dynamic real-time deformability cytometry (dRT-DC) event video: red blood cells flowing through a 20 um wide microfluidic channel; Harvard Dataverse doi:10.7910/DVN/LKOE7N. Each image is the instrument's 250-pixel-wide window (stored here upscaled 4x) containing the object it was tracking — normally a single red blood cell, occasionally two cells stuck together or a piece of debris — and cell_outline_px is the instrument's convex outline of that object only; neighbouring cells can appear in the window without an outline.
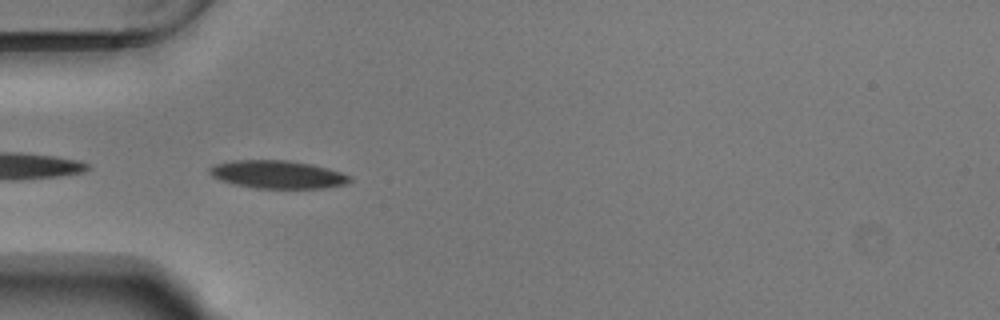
{"species": "Egyptian fruit bat (a non-hibernating species)", "species_latin": "Rousettus aegyptiacus", "temperature_condition": "warm", "stored_images_in_passage": 38, "camera_frame_rate_fps": 3000, "um_per_image_px": 0.085, "animal": {"sex": "male"}, "frame": {"image": 1, "passage_image": 1, "time_ms": 0.0, "image_size_px": [1000, 320], "cell_outline_px": [[352, 180], [344, 184], [320, 188], [256, 188], [236, 184], [220, 180], [212, 176], [208, 172], [208, 168], [212, 164], [232, 160], [288, 160], [312, 164], [328, 168], [352, 176]], "centroid_in_image_um": [23.56, 14.81], "position_along_channel_um": 61.4, "area_um2": 22.89}}
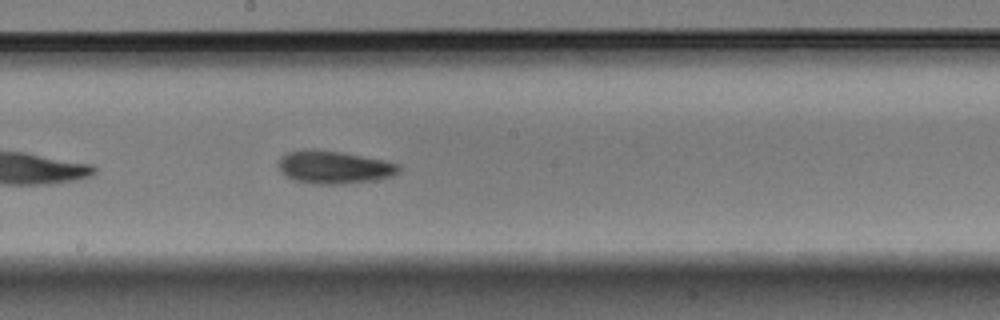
{"frame": {"image": 2, "passage_image": 14, "time_ms": 4.333, "image_size_px": [1000, 320], "cell_outline_px": [[400, 172], [380, 180], [344, 184], [312, 184], [292, 180], [276, 164], [280, 156], [288, 152], [312, 148], [340, 152], [384, 160], [400, 164]], "centroid_in_image_um": [28.4, 14.22], "position_along_channel_um": 219.8, "area_um2": 23.29}}
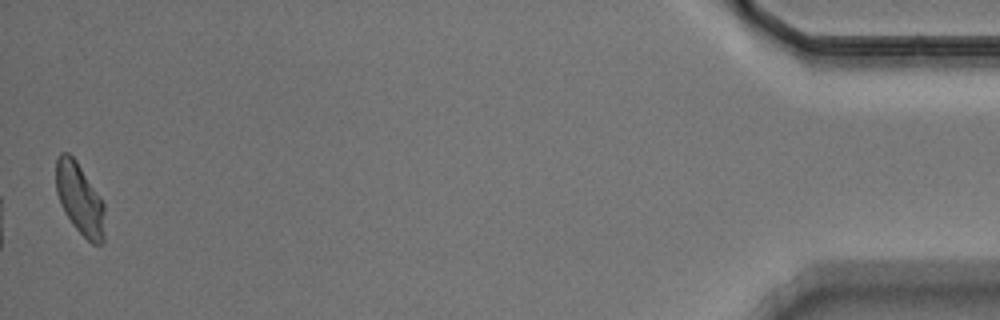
{"frame": {"image": 3, "passage_image": 38, "time_ms": 12.333, "image_size_px": [1000, 320], "cell_outline_px": [[104, 240], [100, 244], [92, 244], [72, 224], [60, 204], [56, 192], [56, 160], [60, 152], [68, 152], [76, 160], [104, 204]], "centroid_in_image_um": [6.76, 16.91], "position_along_channel_um": 428.4, "area_um2": 20.06}, "authors_computed_cell_mechanics": {"area_um2": 21.4727, "velocity_mm_per_s": 3.7112, "shape_relaxation_time_tau1_ms": 4.7196, "shape_relaxation_time_tau2_ms": null, "deformation_change_tau1": 0.1139, "deformation_change_tau2": null}}